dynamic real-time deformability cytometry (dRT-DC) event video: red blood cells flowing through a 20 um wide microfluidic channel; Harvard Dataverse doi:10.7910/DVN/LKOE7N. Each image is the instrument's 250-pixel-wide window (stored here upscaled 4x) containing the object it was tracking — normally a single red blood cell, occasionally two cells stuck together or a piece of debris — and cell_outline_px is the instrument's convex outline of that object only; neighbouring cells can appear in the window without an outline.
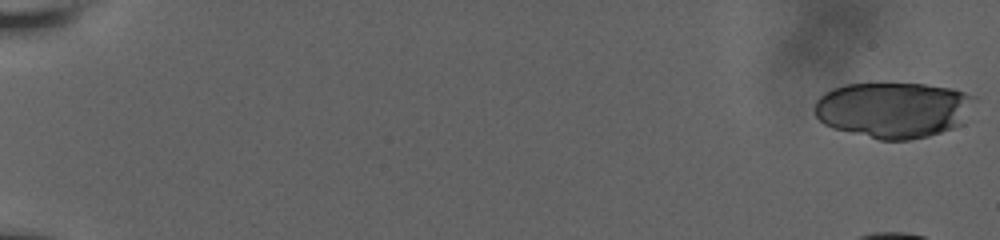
{"species": "human", "species_latin": "Homo sapiens", "temperature_condition": "room temperature", "stored_images_in_passage": 47, "camera_frame_rate_fps": 3000, "um_per_image_px": 0.085, "donor": {"sex": "male"}, "frame": {"image": 1, "passage_image": 1, "time_ms": 0.0, "image_size_px": [1000, 240], "cell_outline_px": [[976, 96], [964, 124], [928, 136], [908, 140], [880, 140], [832, 128], [824, 124], [816, 116], [812, 108], [816, 100], [824, 92], [832, 88], [844, 84], [924, 84], [952, 88]], "centroid_in_image_um": [75.92, 9.34], "position_along_channel_um": 9.1, "area_um2": 52.42}}
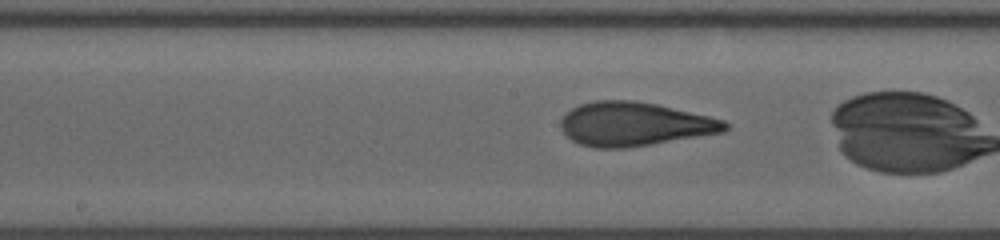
{"frame": {"image": 2, "passage_image": 32, "time_ms": 10.333, "image_size_px": [1000, 240], "cell_outline_px": [[728, 128], [724, 132], [628, 148], [596, 148], [580, 144], [572, 140], [560, 128], [560, 120], [564, 112], [580, 104], [596, 100], [632, 100], [656, 104], [708, 116], [724, 120], [728, 124]], "centroid_in_image_um": [53.88, 10.55], "position_along_channel_um": 194.3, "area_um2": 41.96}}